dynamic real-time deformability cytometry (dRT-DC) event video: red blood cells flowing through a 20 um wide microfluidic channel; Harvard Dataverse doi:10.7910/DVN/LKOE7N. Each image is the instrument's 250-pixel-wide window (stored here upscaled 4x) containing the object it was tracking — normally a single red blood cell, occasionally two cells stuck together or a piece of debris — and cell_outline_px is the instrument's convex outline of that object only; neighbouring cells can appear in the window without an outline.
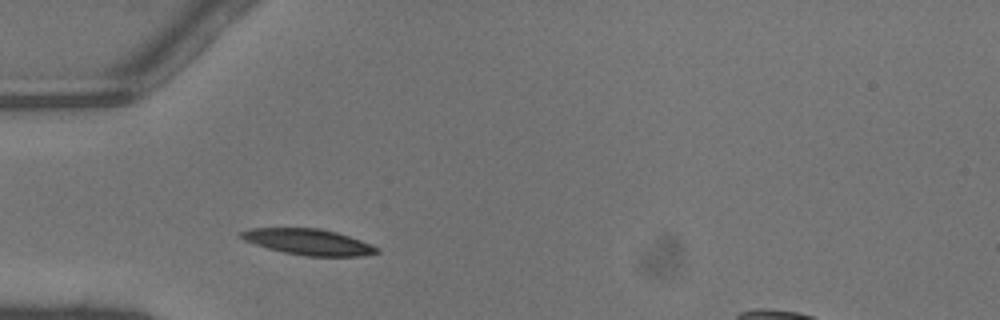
{"species": "common noctule bat (a hibernating species)", "species_latin": "Nyctalus noctula", "temperature_condition": "warm", "stored_images_in_passage": 26, "camera_frame_rate_fps": 3000, "um_per_image_px": 0.085, "animal": {"sex": "male", "body_mass_g": 13.3}, "frame": {"image": 1, "passage_image": 3, "time_ms": 0.667, "image_size_px": [1000, 320], "cell_outline_px": [[380, 252], [360, 256], [304, 256], [284, 252], [268, 248], [244, 240], [240, 236], [240, 232], [248, 228], [320, 228], [336, 232], [372, 244], [380, 248]], "centroid_in_image_um": [26.24, 20.56], "position_along_channel_um": 58.8, "area_um2": 20.46}}
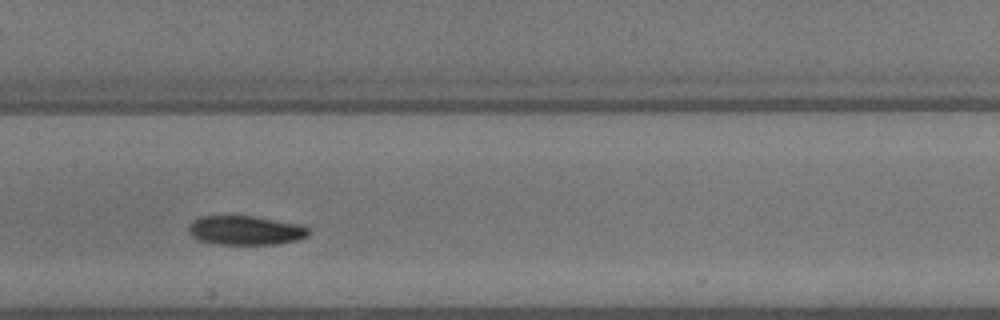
{"frame": {"image": 2, "passage_image": 12, "time_ms": 3.667, "image_size_px": [1000, 320], "cell_outline_px": [[312, 228], [308, 236], [296, 240], [272, 244], [220, 244], [200, 240], [192, 236], [188, 232], [188, 224], [192, 220], [200, 216], [252, 216], [304, 224]], "centroid_in_image_um": [20.9, 19.56], "position_along_channel_um": 186.5, "area_um2": 20.58}}
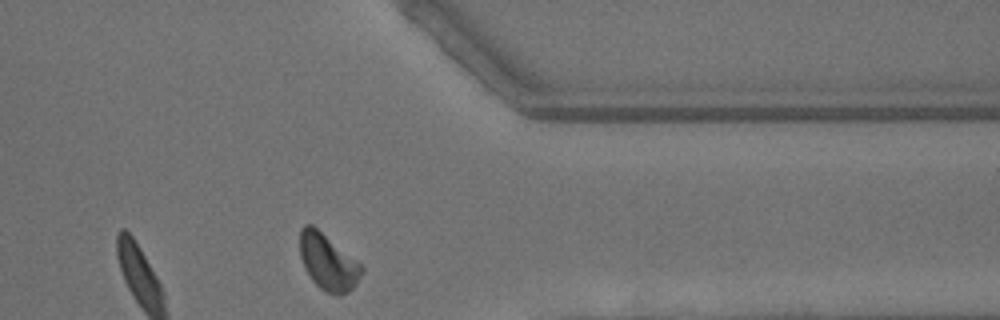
{"frame": {"image": 3, "passage_image": 26, "time_ms": 8.333, "image_size_px": [1000, 320], "cell_outline_px": [[364, 272], [352, 288], [348, 292], [328, 292], [320, 288], [312, 280], [304, 268], [300, 256], [300, 228], [304, 224], [312, 224], [360, 264], [364, 268]], "centroid_in_image_um": [27.84, 22.24], "position_along_channel_um": 383.6, "area_um2": 19.65}, "authors_computed_cell_mechanics": {"area_um2": 20.3745, "velocity_mm_per_s": 4.4349, "shape_relaxation_time_tau1_ms": 2.7494, "shape_relaxation_time_tau2_ms": 7.3608, "deformation_change_tau1": 0.1248, "deformation_change_tau2": 0.1595}}